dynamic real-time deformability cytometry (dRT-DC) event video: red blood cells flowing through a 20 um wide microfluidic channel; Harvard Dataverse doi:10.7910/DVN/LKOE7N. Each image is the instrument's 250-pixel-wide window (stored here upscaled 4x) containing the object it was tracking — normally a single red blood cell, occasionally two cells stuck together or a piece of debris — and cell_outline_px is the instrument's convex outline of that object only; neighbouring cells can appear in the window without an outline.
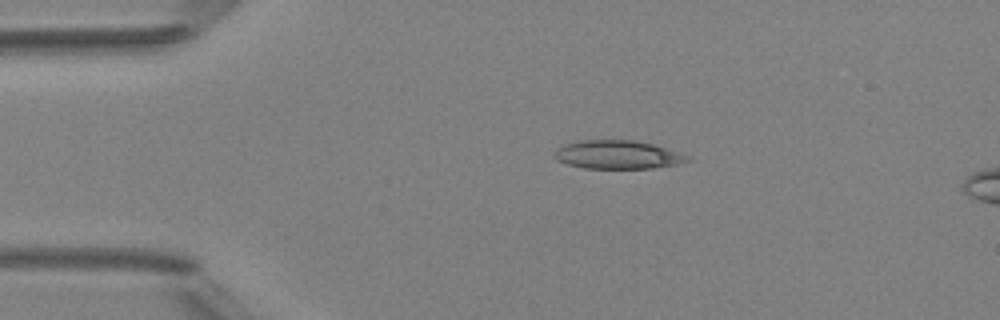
{"species": "Egyptian fruit bat (a non-hibernating species)", "species_latin": "Rousettus aegyptiacus", "temperature_condition": "room temperature", "stored_images_in_passage": 2, "camera_frame_rate_fps": 3000, "um_per_image_px": 0.085, "animal": {"sex": "female"}, "frame": {"image": 1, "passage_image": 1, "time_ms": 0.0, "image_size_px": [1000, 320], "cell_outline_px": [[692, 160], [676, 164], [652, 168], [584, 168], [568, 164], [556, 160], [552, 156], [556, 148], [564, 144], [580, 140], [632, 140], [652, 144], [692, 156]], "centroid_in_image_um": [52.48, 13.14], "position_along_channel_um": 32.5, "area_um2": 22.14}}